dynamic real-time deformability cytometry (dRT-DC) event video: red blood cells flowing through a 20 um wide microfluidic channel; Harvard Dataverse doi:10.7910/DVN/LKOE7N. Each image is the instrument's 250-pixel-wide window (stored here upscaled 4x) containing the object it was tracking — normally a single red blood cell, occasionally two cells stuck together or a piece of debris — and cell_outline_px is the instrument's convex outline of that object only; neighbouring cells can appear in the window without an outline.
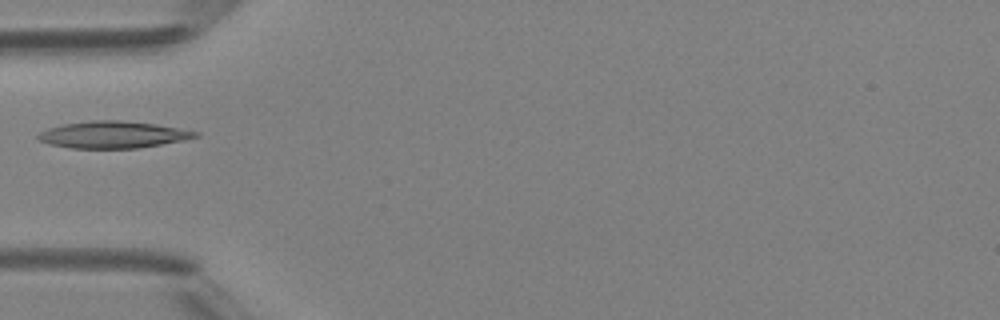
{"species": "Egyptian fruit bat (a non-hibernating species)", "species_latin": "Rousettus aegyptiacus", "temperature_condition": "room temperature", "stored_images_in_passage": 5, "camera_frame_rate_fps": 3000, "um_per_image_px": 0.085, "animal": {"sex": "female"}, "frame": {"image": 1, "passage_image": 5, "time_ms": 4.333, "image_size_px": [1000, 320], "cell_outline_px": [[200, 136], [184, 140], [136, 148], [68, 148], [48, 144], [40, 140], [36, 136], [40, 132], [48, 128], [64, 124], [92, 120], [120, 120], [156, 124], [200, 132]], "centroid_in_image_um": [9.59, 11.44], "position_along_channel_um": 75.4, "area_um2": 24.57}}